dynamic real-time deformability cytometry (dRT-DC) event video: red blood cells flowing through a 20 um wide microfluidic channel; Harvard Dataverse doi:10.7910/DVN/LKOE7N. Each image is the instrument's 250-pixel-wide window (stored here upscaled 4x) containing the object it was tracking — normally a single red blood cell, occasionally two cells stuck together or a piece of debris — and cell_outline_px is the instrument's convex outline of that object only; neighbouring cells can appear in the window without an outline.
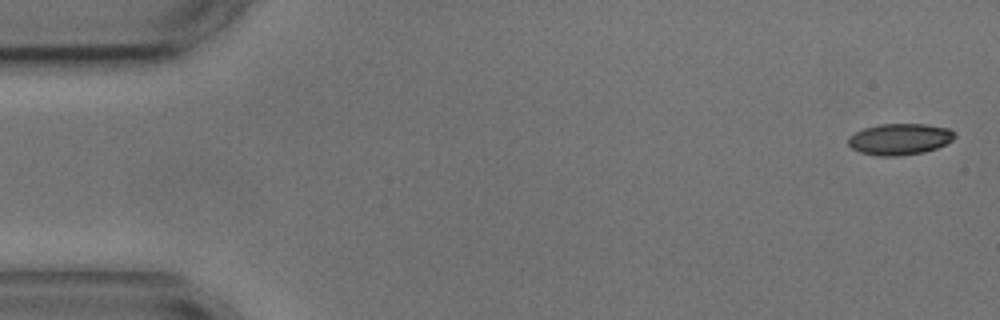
{"species": "common noctule bat (a hibernating species)", "species_latin": "Nyctalus noctula", "temperature_condition": "cold", "stored_images_in_passage": 3, "camera_frame_rate_fps": 3000, "um_per_image_px": 0.085, "animal": {"sex": "male", "body_mass_g": 17.9, "forearm_length_mm": 54.2}, "frame": {"image": 1, "passage_image": 1, "time_ms": 0.0, "image_size_px": [1000, 320], "cell_outline_px": [[956, 136], [952, 140], [936, 148], [924, 152], [900, 156], [880, 156], [860, 152], [852, 148], [848, 144], [848, 136], [864, 128], [880, 124], [924, 124], [948, 128]], "centroid_in_image_um": [76.45, 11.83], "position_along_channel_um": 8.6, "area_um2": 19.31}}